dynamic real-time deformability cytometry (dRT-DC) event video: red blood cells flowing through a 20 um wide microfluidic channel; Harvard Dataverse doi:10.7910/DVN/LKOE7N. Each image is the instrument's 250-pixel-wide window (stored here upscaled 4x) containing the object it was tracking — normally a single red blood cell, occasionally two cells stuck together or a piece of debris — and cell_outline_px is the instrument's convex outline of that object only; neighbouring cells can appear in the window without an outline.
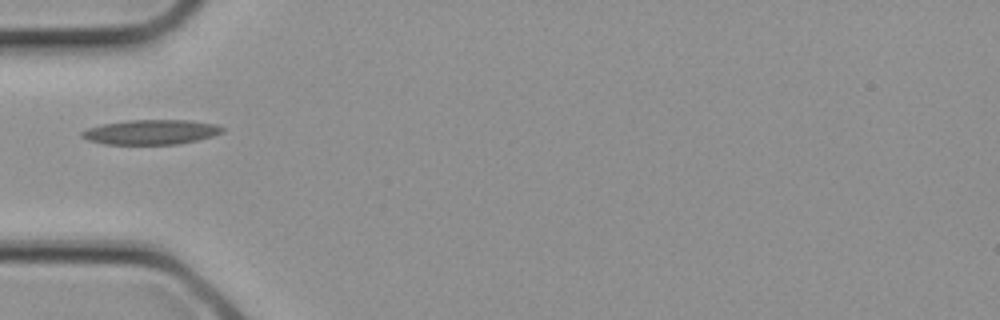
{"species": "common noctule bat (a hibernating species)", "species_latin": "Nyctalus noctula", "temperature_condition": "cold", "stored_images_in_passage": 3, "camera_frame_rate_fps": 3000, "um_per_image_px": 0.085, "animal": {"sex": "female", "body_mass_g": 21.9}, "frame": {"image": 1, "passage_image": 3, "time_ms": 0.667, "image_size_px": [1000, 320], "cell_outline_px": [[224, 132], [212, 136], [196, 140], [176, 144], [104, 144], [88, 140], [80, 136], [80, 132], [88, 128], [104, 124], [128, 120], [188, 120], [216, 124], [224, 128]], "centroid_in_image_um": [12.83, 11.22], "position_along_channel_um": 72.2, "area_um2": 20.17}}